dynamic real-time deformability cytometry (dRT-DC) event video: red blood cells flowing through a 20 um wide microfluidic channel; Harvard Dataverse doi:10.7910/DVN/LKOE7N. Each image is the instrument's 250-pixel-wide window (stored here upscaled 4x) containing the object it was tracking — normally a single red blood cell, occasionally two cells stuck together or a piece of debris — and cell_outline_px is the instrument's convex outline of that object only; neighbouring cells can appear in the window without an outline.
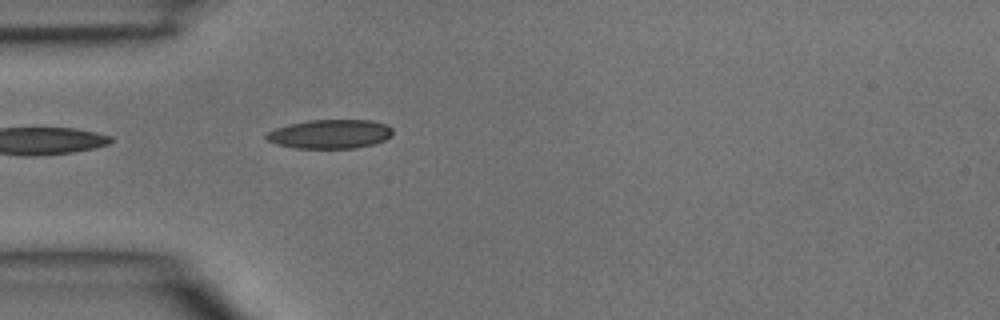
{"species": "common noctule bat (a hibernating species)", "species_latin": "Nyctalus noctula", "temperature_condition": "room temperature", "stored_images_in_passage": 1, "camera_frame_rate_fps": 3000, "um_per_image_px": 0.085, "animal": {"sex": "male", "body_mass_g": 15.6}, "frame": {"image": 1, "passage_image": 1, "time_ms": 0.0, "image_size_px": [1000, 320], "cell_outline_px": [[392, 136], [384, 140], [372, 144], [356, 148], [296, 148], [276, 144], [268, 140], [264, 136], [268, 132], [276, 128], [288, 124], [308, 120], [372, 120], [388, 124], [392, 128]], "centroid_in_image_um": [28.07, 11.38], "position_along_channel_um": 56.9, "area_um2": 21.44}}